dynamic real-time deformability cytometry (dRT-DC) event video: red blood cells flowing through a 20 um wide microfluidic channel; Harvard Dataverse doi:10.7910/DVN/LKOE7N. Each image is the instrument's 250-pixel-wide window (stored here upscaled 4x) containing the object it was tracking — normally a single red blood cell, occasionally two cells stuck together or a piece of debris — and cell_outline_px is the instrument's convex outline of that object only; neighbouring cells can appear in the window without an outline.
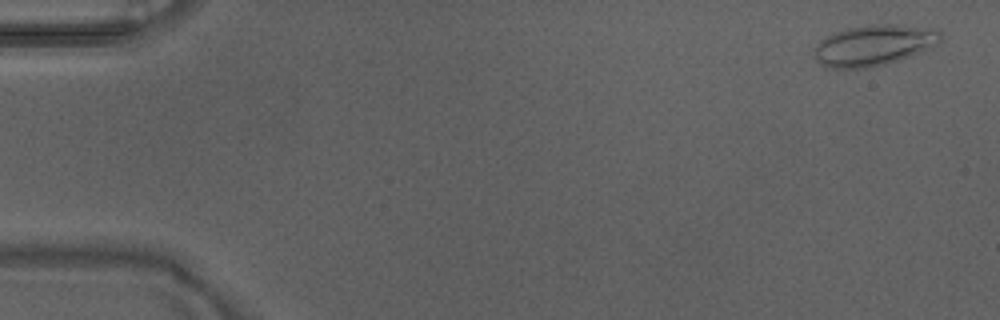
{"species": "Egyptian fruit bat (a non-hibernating species)", "species_latin": "Rousettus aegyptiacus", "temperature_condition": "warm", "stored_images_in_passage": 49, "camera_frame_rate_fps": 3000, "um_per_image_px": 0.085, "animal": {"sex": "male"}, "frame": {"image": 1, "passage_image": 2, "time_ms": 0.333, "image_size_px": [1000, 320], "cell_outline_px": [[940, 44], [912, 56], [884, 64], [868, 68], [824, 68], [812, 56], [812, 48], [816, 44], [828, 36], [836, 32], [848, 28], [872, 24], [904, 24], [932, 28], [940, 32]], "centroid_in_image_um": [74.26, 3.85], "position_along_channel_um": 10.7, "area_um2": 30.46}}
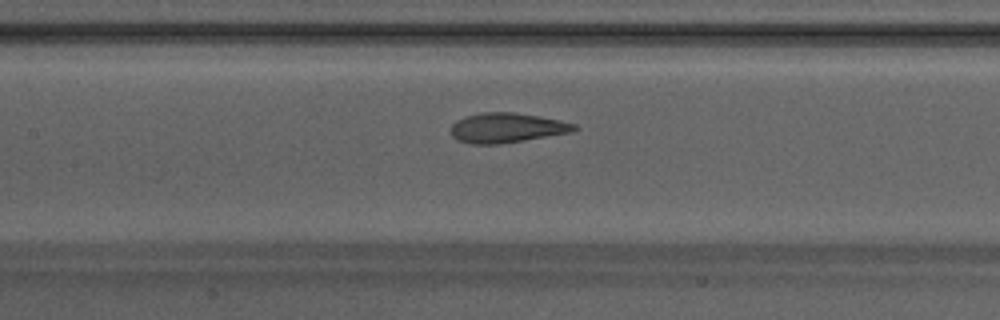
{"frame": {"image": 2, "passage_image": 23, "time_ms": 7.333, "image_size_px": [1000, 320], "cell_outline_px": [[580, 128], [572, 132], [524, 140], [496, 144], [472, 144], [460, 140], [452, 136], [452, 124], [456, 120], [464, 116], [480, 112], [512, 112], [540, 116], [560, 120], [576, 124]], "centroid_in_image_um": [43.1, 10.85], "position_along_channel_um": 164.3, "area_um2": 21.39}}
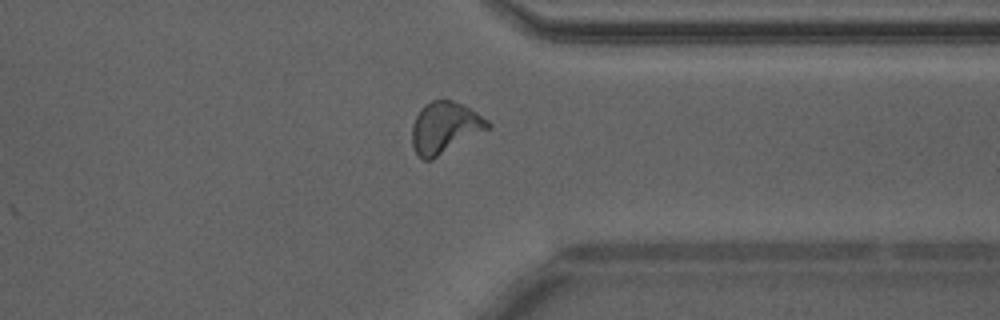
{"frame": {"image": 3, "passage_image": 38, "time_ms": 12.333, "image_size_px": [1000, 320], "cell_outline_px": [[492, 128], [432, 160], [424, 160], [412, 148], [412, 124], [420, 108], [424, 104], [432, 100], [452, 100], [464, 104], [488, 120], [492, 124]], "centroid_in_image_um": [37.84, 10.85], "position_along_channel_um": 373.6, "area_um2": 23.12}, "authors_computed_cell_mechanics": {"area_um2": 22.0218, "velocity_mm_per_s": 4.2373, "shape_relaxation_time_tau1_ms": 5.5462, "shape_relaxation_time_tau2_ms": 0.7657, "deformation_change_tau1": 0.2027, "deformation_change_tau2": 0.0732}}